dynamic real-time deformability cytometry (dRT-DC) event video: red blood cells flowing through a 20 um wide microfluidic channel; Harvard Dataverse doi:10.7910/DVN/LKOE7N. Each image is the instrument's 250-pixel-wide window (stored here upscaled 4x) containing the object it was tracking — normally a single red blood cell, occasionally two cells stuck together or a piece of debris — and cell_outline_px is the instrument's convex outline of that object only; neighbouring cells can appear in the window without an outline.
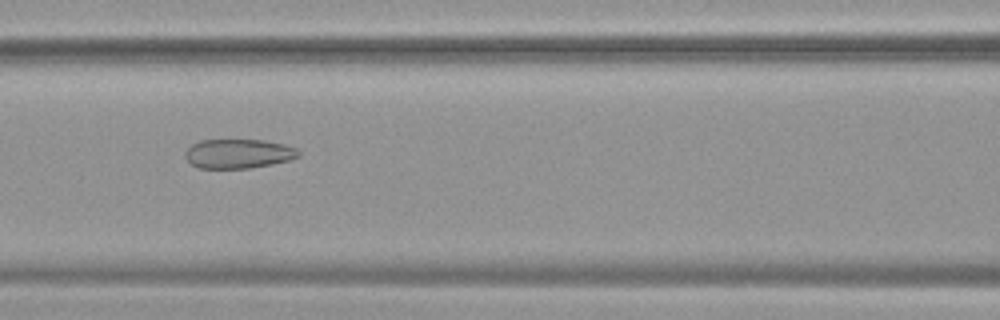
{"species": "common noctule bat (a hibernating species)", "species_latin": "Nyctalus noctula", "temperature_condition": "warm", "stored_images_in_passage": 31, "camera_frame_rate_fps": 3000, "um_per_image_px": 0.085, "animal": {"sex": "female", "body_mass_g": 19.9}, "frame": {"image": 1, "passage_image": 8, "time_ms": 2.333, "image_size_px": [1000, 320], "cell_outline_px": [[300, 156], [288, 160], [272, 164], [248, 168], [200, 168], [192, 164], [184, 156], [184, 152], [192, 144], [200, 140], [264, 140], [284, 144], [296, 148], [300, 152]], "centroid_in_image_um": [20.26, 13.06], "position_along_channel_um": 146.3, "area_um2": 19.31}}
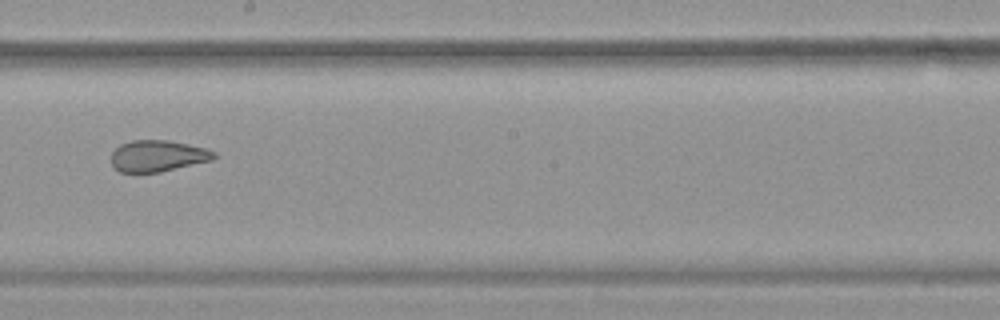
{"frame": {"image": 2, "passage_image": 15, "time_ms": 4.667, "image_size_px": [1000, 320], "cell_outline_px": [[216, 156], [212, 160], [160, 172], [120, 172], [112, 164], [112, 152], [120, 144], [132, 140], [168, 140], [208, 148], [216, 152]], "centroid_in_image_um": [13.43, 13.24], "position_along_channel_um": 234.8, "area_um2": 18.79}}
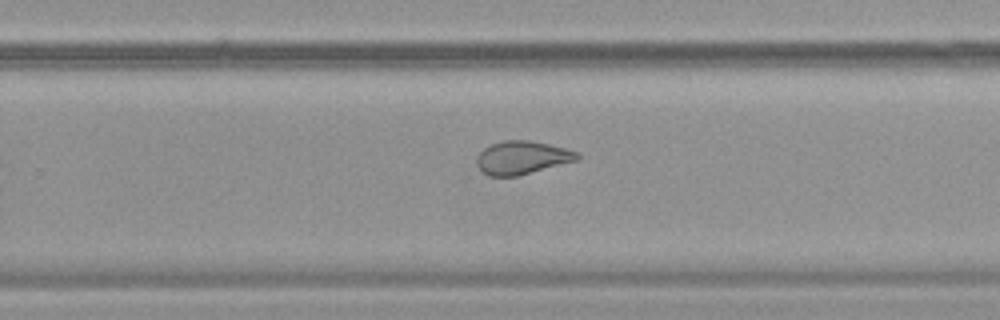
{"frame": {"image": 3, "passage_image": 19, "time_ms": 6.0, "image_size_px": [1000, 320], "cell_outline_px": [[580, 160], [516, 176], [488, 176], [476, 164], [476, 156], [484, 148], [492, 144], [504, 140], [528, 140], [548, 144], [580, 152]], "centroid_in_image_um": [44.4, 13.4], "position_along_channel_um": 285.4, "area_um2": 19.48}, "authors_computed_cell_mechanics": {"area_um2": 20.1144, "velocity_mm_per_s": 3.8156, "shape_relaxation_time_tau1_ms": null, "shape_relaxation_time_tau2_ms": 1.5413, "deformation_change_tau1": null, "deformation_change_tau2": 0.0822}}